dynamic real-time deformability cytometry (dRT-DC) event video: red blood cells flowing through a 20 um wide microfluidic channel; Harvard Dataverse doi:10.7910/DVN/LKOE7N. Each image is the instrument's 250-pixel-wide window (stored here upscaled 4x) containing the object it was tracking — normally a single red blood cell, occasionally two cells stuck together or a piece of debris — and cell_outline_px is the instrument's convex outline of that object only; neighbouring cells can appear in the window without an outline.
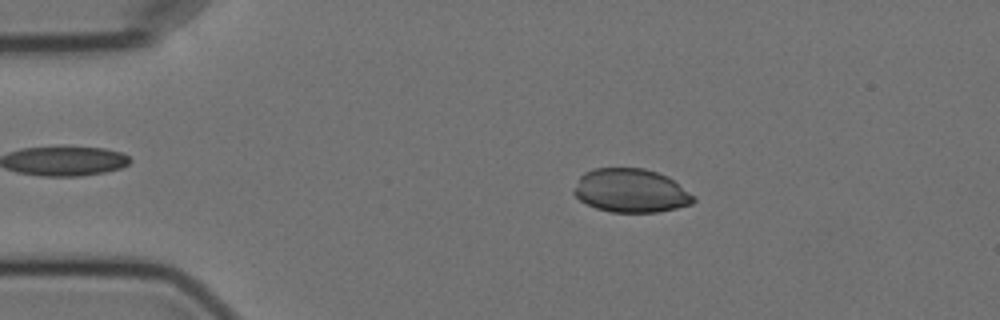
{"species": "Egyptian fruit bat (a non-hibernating species)", "species_latin": "Rousettus aegyptiacus", "temperature_condition": "cold", "stored_images_in_passage": 56, "camera_frame_rate_fps": 3000, "um_per_image_px": 0.085, "animal": {"sex": "female"}, "frame": {"image": 1, "passage_image": 10, "time_ms": 3.0, "image_size_px": [1000, 320], "cell_outline_px": [[696, 200], [692, 204], [676, 208], [656, 212], [612, 212], [596, 208], [580, 200], [572, 192], [580, 176], [584, 172], [592, 168], [644, 168], [668, 176], [696, 196]], "centroid_in_image_um": [53.64, 16.2], "position_along_channel_um": 31.4, "area_um2": 30.52}}
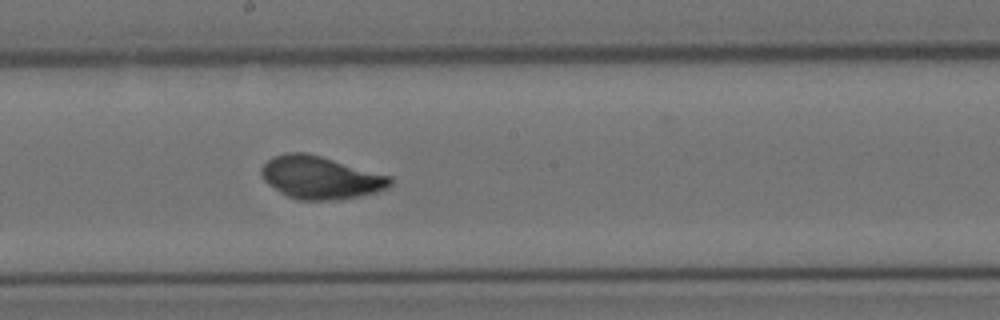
{"frame": {"image": 2, "passage_image": 30, "time_ms": 9.667, "image_size_px": [1000, 320], "cell_outline_px": [[392, 184], [388, 188], [376, 192], [360, 196], [336, 200], [300, 200], [288, 196], [280, 192], [268, 184], [264, 180], [260, 172], [260, 168], [272, 156], [288, 152], [308, 152], [392, 176]], "centroid_in_image_um": [27.25, 15.08], "position_along_channel_um": 221.0, "area_um2": 32.31}}
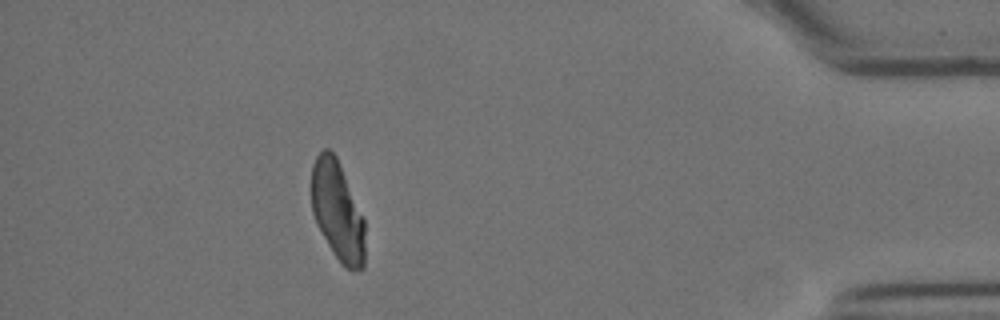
{"frame": {"image": 3, "passage_image": 50, "time_ms": 16.333, "image_size_px": [1000, 320], "cell_outline_px": [[364, 268], [352, 272], [344, 268], [340, 264], [332, 252], [316, 224], [312, 212], [312, 164], [316, 156], [324, 148], [328, 148], [336, 156], [340, 164], [364, 220]], "centroid_in_image_um": [28.68, 17.98], "position_along_channel_um": 406.5, "area_um2": 31.04}}